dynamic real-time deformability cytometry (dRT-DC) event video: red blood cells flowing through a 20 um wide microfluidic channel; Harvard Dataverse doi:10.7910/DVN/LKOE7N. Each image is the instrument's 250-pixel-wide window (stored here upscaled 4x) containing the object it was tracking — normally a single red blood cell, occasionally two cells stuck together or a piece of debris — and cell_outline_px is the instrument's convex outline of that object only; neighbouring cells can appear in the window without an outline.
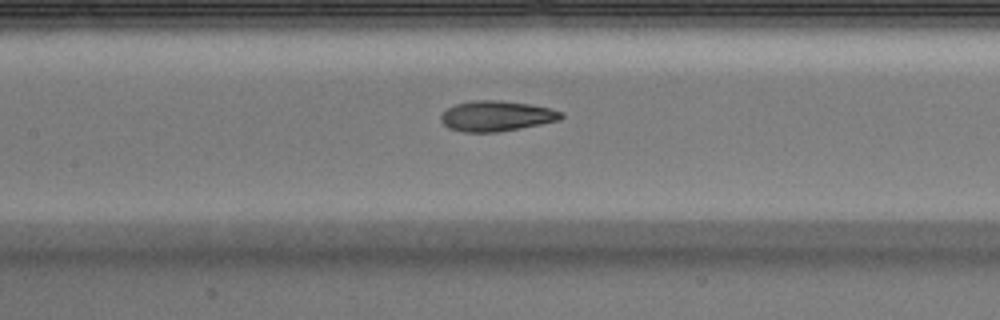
{"species": "Egyptian fruit bat (a non-hibernating species)", "species_latin": "Rousettus aegyptiacus", "temperature_condition": "warm", "stored_images_in_passage": 7, "camera_frame_rate_fps": 3000, "um_per_image_px": 0.085, "animal": {"sex": "male"}, "frame": {"image": 1, "passage_image": 7, "time_ms": 2.0, "image_size_px": [1000, 320], "cell_outline_px": [[564, 116], [560, 120], [520, 128], [496, 132], [464, 132], [448, 128], [440, 120], [440, 116], [448, 108], [456, 104], [472, 100], [500, 100], [532, 104], [552, 108], [564, 112]], "centroid_in_image_um": [42.23, 9.85], "position_along_channel_um": 165.2, "area_um2": 21.44}}